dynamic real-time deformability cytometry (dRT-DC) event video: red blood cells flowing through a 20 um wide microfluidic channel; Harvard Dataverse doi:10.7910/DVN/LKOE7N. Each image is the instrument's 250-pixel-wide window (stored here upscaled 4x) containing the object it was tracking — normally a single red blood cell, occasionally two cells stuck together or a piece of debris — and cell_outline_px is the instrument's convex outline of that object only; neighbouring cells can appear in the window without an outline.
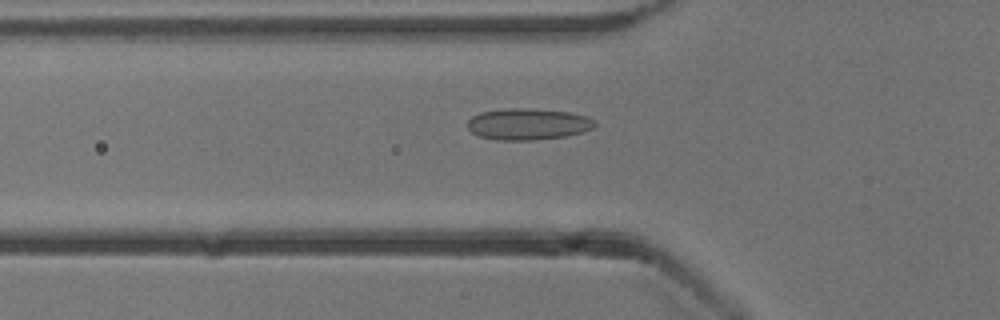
{"species": "common noctule bat (a hibernating species)", "species_latin": "Nyctalus noctula", "temperature_condition": "cold", "stored_images_in_passage": 53, "camera_frame_rate_fps": 3000, "um_per_image_px": 0.085, "animal": {"sex": "male", "body_mass_g": 13.3}, "frame": {"image": 1, "passage_image": 18, "time_ms": 5.667, "image_size_px": [1000, 320], "cell_outline_px": [[596, 124], [592, 128], [584, 132], [564, 136], [532, 140], [496, 140], [476, 136], [468, 128], [468, 120], [472, 116], [480, 112], [504, 108], [528, 108], [568, 112], [588, 116], [596, 120]], "centroid_in_image_um": [44.86, 10.54], "position_along_channel_um": 80.9, "area_um2": 23.52}}
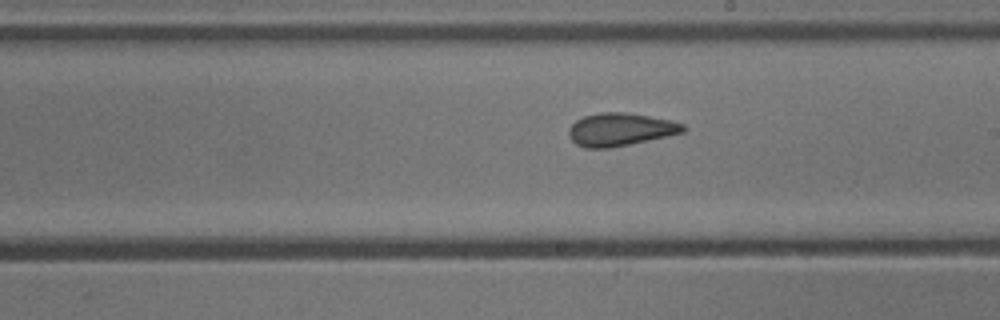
{"frame": {"image": 2, "passage_image": 30, "time_ms": 9.667, "image_size_px": [1000, 320], "cell_outline_px": [[688, 128], [684, 132], [628, 144], [608, 148], [588, 148], [576, 144], [572, 140], [568, 132], [568, 128], [576, 120], [584, 116], [600, 112], [624, 112], [672, 120], [684, 124]], "centroid_in_image_um": [52.73, 10.99], "position_along_channel_um": 236.3, "area_um2": 21.73}}
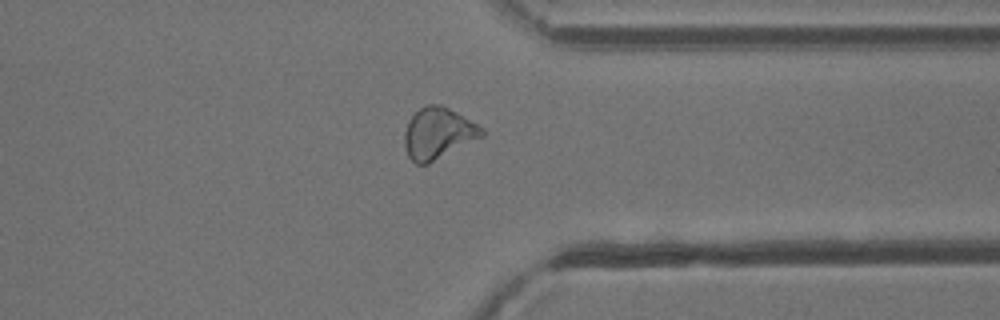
{"frame": {"image": 3, "passage_image": 41, "time_ms": 13.333, "image_size_px": [1000, 320], "cell_outline_px": [[484, 136], [428, 164], [416, 164], [408, 156], [404, 148], [404, 132], [408, 120], [420, 108], [428, 104], [440, 104], [456, 112], [484, 128]], "centroid_in_image_um": [37.22, 11.34], "position_along_channel_um": 374.2, "area_um2": 23.12}, "authors_computed_cell_mechanics": {"area_um2": 23.12, "velocity_mm_per_s": 3.8623, "shape_relaxation_time_tau1_ms": null, "shape_relaxation_time_tau2_ms": 2.0236, "deformation_change_tau1": null, "deformation_change_tau2": 0.0779}}